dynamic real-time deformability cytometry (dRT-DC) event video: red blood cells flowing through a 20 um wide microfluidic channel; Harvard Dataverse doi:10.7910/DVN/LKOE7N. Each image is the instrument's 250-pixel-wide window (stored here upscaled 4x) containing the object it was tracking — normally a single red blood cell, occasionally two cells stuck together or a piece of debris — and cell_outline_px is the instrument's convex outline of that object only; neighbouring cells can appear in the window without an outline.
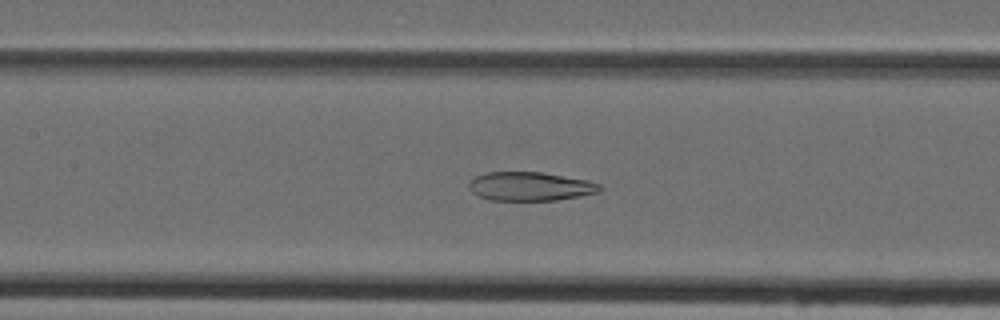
{"species": "Egyptian fruit bat (a non-hibernating species)", "species_latin": "Rousettus aegyptiacus", "temperature_condition": "cold", "stored_images_in_passage": 34, "camera_frame_rate_fps": 3000, "um_per_image_px": 0.085, "animal": {"sex": "female"}, "frame": {"image": 1, "passage_image": 9, "time_ms": 2.667, "image_size_px": [1000, 320], "cell_outline_px": [[604, 188], [600, 192], [580, 196], [556, 200], [492, 200], [480, 196], [472, 192], [468, 184], [476, 176], [488, 172], [540, 172], [588, 180], [600, 184]], "centroid_in_image_um": [45.12, 15.84], "position_along_channel_um": 162.3, "area_um2": 21.85}}
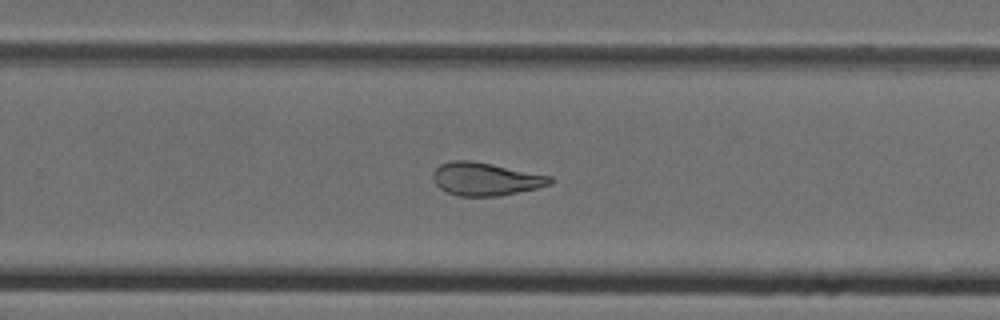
{"frame": {"image": 2, "passage_image": 18, "time_ms": 5.667, "image_size_px": [1000, 320], "cell_outline_px": [[556, 180], [552, 184], [540, 188], [496, 196], [460, 196], [448, 192], [440, 188], [432, 180], [432, 172], [440, 164], [452, 160], [472, 160], [552, 176]], "centroid_in_image_um": [41.3, 15.21], "position_along_channel_um": 288.5, "area_um2": 22.72}}
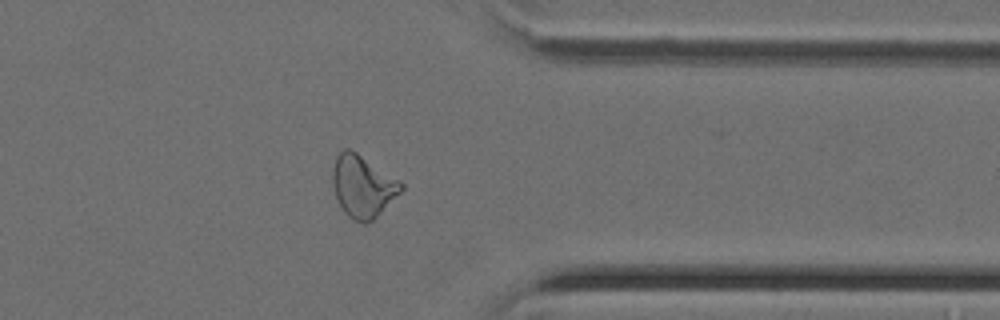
{"frame": {"image": 3, "passage_image": 25, "time_ms": 8.0, "image_size_px": [1000, 320], "cell_outline_px": [[404, 188], [372, 220], [364, 224], [352, 220], [344, 212], [336, 196], [332, 184], [332, 168], [336, 156], [344, 148], [348, 148], [356, 152], [400, 180], [404, 184]], "centroid_in_image_um": [30.81, 15.82], "position_along_channel_um": 380.6, "area_um2": 24.57}}